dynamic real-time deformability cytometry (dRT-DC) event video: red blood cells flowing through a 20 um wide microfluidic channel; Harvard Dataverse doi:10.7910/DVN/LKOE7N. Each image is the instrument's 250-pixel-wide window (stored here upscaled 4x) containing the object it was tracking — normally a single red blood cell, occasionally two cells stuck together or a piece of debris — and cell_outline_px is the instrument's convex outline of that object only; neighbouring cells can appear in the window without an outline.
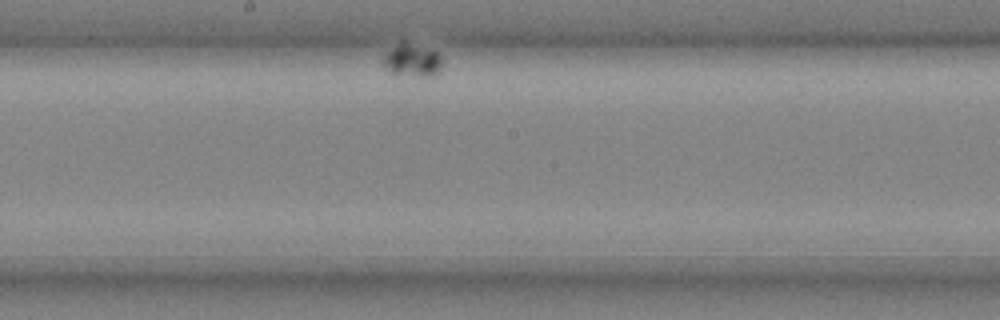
{"species": "common noctule bat (a hibernating species)", "species_latin": "Nyctalus noctula", "temperature_condition": "cold", "stored_images_in_passage": 9, "segment_of_instrument_passage": [2, 2], "camera_frame_rate_fps": 3000, "um_per_image_px": 0.085, "animal": {"sex": "male", "body_mass_g": 20.4}, "frame": {"image": 1, "passage_image": 9, "time_ms": 2.667, "image_size_px": [1000, 320], "cell_outline_px": [[440, 68], [432, 76], [420, 76], [392, 72], [384, 64], [384, 56], [392, 48], [400, 44], [404, 44], [436, 52], [440, 56]], "centroid_in_image_um": [35.05, 5.17], "position_along_channel_um": 213.2, "area_um2": 10.06}}